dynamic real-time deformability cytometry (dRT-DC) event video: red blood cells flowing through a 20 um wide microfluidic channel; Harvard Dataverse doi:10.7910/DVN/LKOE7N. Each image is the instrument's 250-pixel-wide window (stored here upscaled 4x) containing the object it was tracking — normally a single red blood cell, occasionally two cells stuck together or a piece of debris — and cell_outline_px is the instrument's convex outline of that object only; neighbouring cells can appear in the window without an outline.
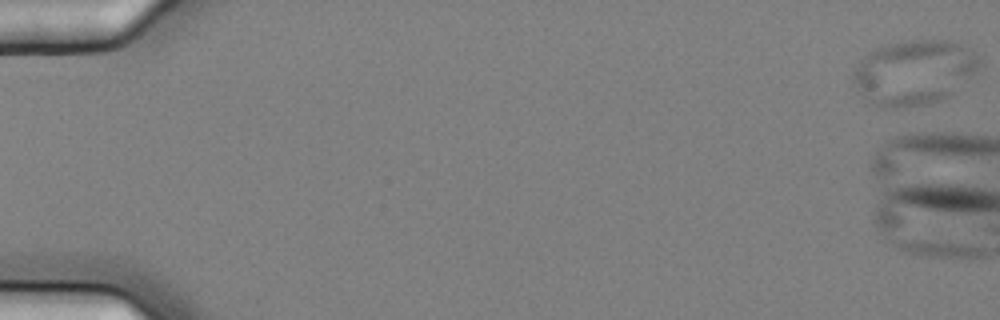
{"species": "common noctule bat (a hibernating species)", "species_latin": "Nyctalus noctula", "temperature_condition": "cold", "stored_images_in_passage": 8, "camera_frame_rate_fps": 3000, "um_per_image_px": 0.085, "animal": {"sex": "female", "body_mass_g": 25.1}, "frame": {"image": 1, "passage_image": 1, "time_ms": 0.0, "image_size_px": [1000, 320], "cell_outline_px": [[980, 60], [976, 68], [968, 76], [940, 100], [924, 104], [896, 108], [884, 108], [876, 104], [852, 80], [852, 72], [860, 60], [868, 52], [888, 44], [908, 40], [948, 40], [968, 48]], "centroid_in_image_um": [77.63, 6.11], "position_along_channel_um": 7.4, "area_um2": 45.84}}